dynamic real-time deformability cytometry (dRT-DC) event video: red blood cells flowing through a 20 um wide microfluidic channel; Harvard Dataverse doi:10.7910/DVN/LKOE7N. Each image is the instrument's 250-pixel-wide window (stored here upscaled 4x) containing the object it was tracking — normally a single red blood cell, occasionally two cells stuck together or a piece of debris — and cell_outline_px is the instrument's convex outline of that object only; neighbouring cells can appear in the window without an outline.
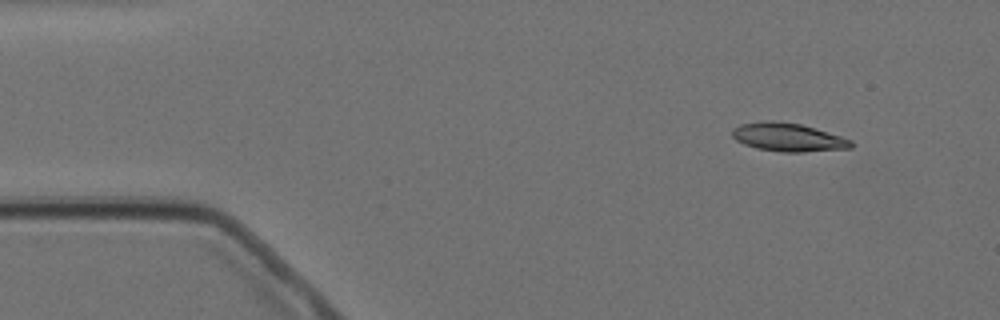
{"species": "Egyptian fruit bat (a non-hibernating species)", "species_latin": "Rousettus aegyptiacus", "temperature_condition": "cold", "stored_images_in_passage": 4, "camera_frame_rate_fps": 3000, "um_per_image_px": 0.085, "animal": {"sex": "female"}, "frame": {"image": 1, "passage_image": 1, "time_ms": 0.0, "image_size_px": [1000, 320], "cell_outline_px": [[856, 144], [852, 148], [804, 152], [780, 152], [756, 148], [744, 144], [736, 140], [732, 136], [732, 128], [740, 124], [764, 120], [772, 120], [800, 124], [840, 136], [852, 140]], "centroid_in_image_um": [66.98, 11.67], "position_along_channel_um": 18.0, "area_um2": 19.77}}
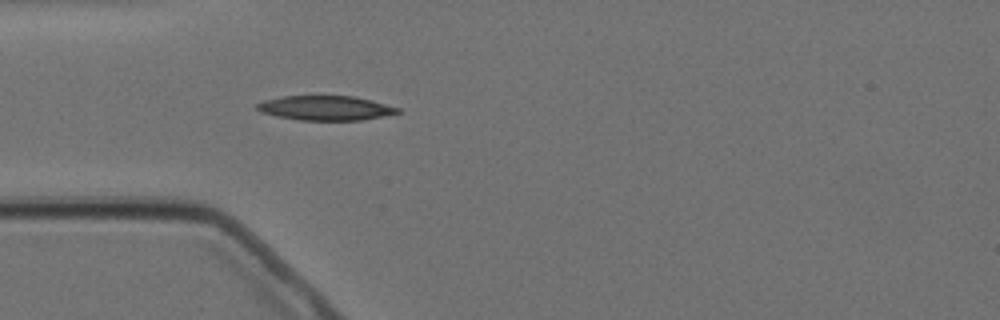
{"frame": {"image": 2, "passage_image": 4, "time_ms": 3.333, "image_size_px": [1000, 320], "cell_outline_px": [[400, 112], [360, 120], [300, 120], [276, 116], [260, 112], [256, 108], [256, 104], [264, 100], [284, 96], [356, 96], [372, 100], [400, 108]], "centroid_in_image_um": [27.64, 9.17], "position_along_channel_um": 57.4, "area_um2": 20.0}}